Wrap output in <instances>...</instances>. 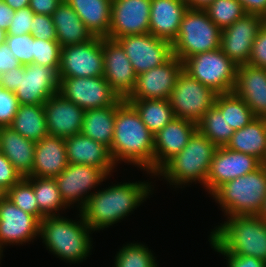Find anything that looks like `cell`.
Listing matches in <instances>:
<instances>
[{
  "mask_svg": "<svg viewBox=\"0 0 266 267\" xmlns=\"http://www.w3.org/2000/svg\"><path fill=\"white\" fill-rule=\"evenodd\" d=\"M110 153L115 164L124 161L154 175V135L136 109L124 99L116 105Z\"/></svg>",
  "mask_w": 266,
  "mask_h": 267,
  "instance_id": "6da1fadb",
  "label": "cell"
},
{
  "mask_svg": "<svg viewBox=\"0 0 266 267\" xmlns=\"http://www.w3.org/2000/svg\"><path fill=\"white\" fill-rule=\"evenodd\" d=\"M148 182H125L94 192L80 210L92 231L104 230L119 222L152 193Z\"/></svg>",
  "mask_w": 266,
  "mask_h": 267,
  "instance_id": "7a4b0ae2",
  "label": "cell"
},
{
  "mask_svg": "<svg viewBox=\"0 0 266 267\" xmlns=\"http://www.w3.org/2000/svg\"><path fill=\"white\" fill-rule=\"evenodd\" d=\"M210 234L218 253L252 256L266 262V221L258 215L227 216Z\"/></svg>",
  "mask_w": 266,
  "mask_h": 267,
  "instance_id": "3957f363",
  "label": "cell"
},
{
  "mask_svg": "<svg viewBox=\"0 0 266 267\" xmlns=\"http://www.w3.org/2000/svg\"><path fill=\"white\" fill-rule=\"evenodd\" d=\"M80 221L60 216H46L40 221L39 235L46 249L62 260L80 263L86 260L92 249L89 234L92 230L80 212Z\"/></svg>",
  "mask_w": 266,
  "mask_h": 267,
  "instance_id": "277c9868",
  "label": "cell"
},
{
  "mask_svg": "<svg viewBox=\"0 0 266 267\" xmlns=\"http://www.w3.org/2000/svg\"><path fill=\"white\" fill-rule=\"evenodd\" d=\"M218 147L198 130L187 145L169 159L154 175L163 176L170 185L200 182L205 187L207 174Z\"/></svg>",
  "mask_w": 266,
  "mask_h": 267,
  "instance_id": "5b68a950",
  "label": "cell"
},
{
  "mask_svg": "<svg viewBox=\"0 0 266 267\" xmlns=\"http://www.w3.org/2000/svg\"><path fill=\"white\" fill-rule=\"evenodd\" d=\"M226 216L258 215L266 197V167L221 185L212 195Z\"/></svg>",
  "mask_w": 266,
  "mask_h": 267,
  "instance_id": "8992f818",
  "label": "cell"
},
{
  "mask_svg": "<svg viewBox=\"0 0 266 267\" xmlns=\"http://www.w3.org/2000/svg\"><path fill=\"white\" fill-rule=\"evenodd\" d=\"M221 32L204 9L188 8L172 42L173 55L183 62L196 54L217 50L220 48Z\"/></svg>",
  "mask_w": 266,
  "mask_h": 267,
  "instance_id": "52a82bcc",
  "label": "cell"
},
{
  "mask_svg": "<svg viewBox=\"0 0 266 267\" xmlns=\"http://www.w3.org/2000/svg\"><path fill=\"white\" fill-rule=\"evenodd\" d=\"M183 70L218 94L231 93L234 89L237 65L220 48L186 58Z\"/></svg>",
  "mask_w": 266,
  "mask_h": 267,
  "instance_id": "ba28073f",
  "label": "cell"
},
{
  "mask_svg": "<svg viewBox=\"0 0 266 267\" xmlns=\"http://www.w3.org/2000/svg\"><path fill=\"white\" fill-rule=\"evenodd\" d=\"M217 95L214 90L182 70L168 100L176 118L197 124L215 105Z\"/></svg>",
  "mask_w": 266,
  "mask_h": 267,
  "instance_id": "9c48e42d",
  "label": "cell"
},
{
  "mask_svg": "<svg viewBox=\"0 0 266 267\" xmlns=\"http://www.w3.org/2000/svg\"><path fill=\"white\" fill-rule=\"evenodd\" d=\"M103 38L61 48L59 77L104 76Z\"/></svg>",
  "mask_w": 266,
  "mask_h": 267,
  "instance_id": "30bf717a",
  "label": "cell"
},
{
  "mask_svg": "<svg viewBox=\"0 0 266 267\" xmlns=\"http://www.w3.org/2000/svg\"><path fill=\"white\" fill-rule=\"evenodd\" d=\"M59 78L58 93L84 110L117 105L122 100L103 76Z\"/></svg>",
  "mask_w": 266,
  "mask_h": 267,
  "instance_id": "8fae6325",
  "label": "cell"
},
{
  "mask_svg": "<svg viewBox=\"0 0 266 267\" xmlns=\"http://www.w3.org/2000/svg\"><path fill=\"white\" fill-rule=\"evenodd\" d=\"M123 47L136 75L167 62L172 56V43L151 33L128 35L116 39Z\"/></svg>",
  "mask_w": 266,
  "mask_h": 267,
  "instance_id": "7c38bea8",
  "label": "cell"
},
{
  "mask_svg": "<svg viewBox=\"0 0 266 267\" xmlns=\"http://www.w3.org/2000/svg\"><path fill=\"white\" fill-rule=\"evenodd\" d=\"M107 175L99 168L85 164L69 163L67 167L54 178L60 195L69 207L79 204V211L85 206L87 200L94 192H89L101 184ZM90 193V194H89ZM88 194V195H86Z\"/></svg>",
  "mask_w": 266,
  "mask_h": 267,
  "instance_id": "4fadbf2b",
  "label": "cell"
},
{
  "mask_svg": "<svg viewBox=\"0 0 266 267\" xmlns=\"http://www.w3.org/2000/svg\"><path fill=\"white\" fill-rule=\"evenodd\" d=\"M60 78L56 68L36 63L24 65L19 72L16 95L19 104L43 105L47 99L59 92Z\"/></svg>",
  "mask_w": 266,
  "mask_h": 267,
  "instance_id": "5bb4252c",
  "label": "cell"
},
{
  "mask_svg": "<svg viewBox=\"0 0 266 267\" xmlns=\"http://www.w3.org/2000/svg\"><path fill=\"white\" fill-rule=\"evenodd\" d=\"M264 23L263 16L246 13L222 30L220 49L237 66L247 64L254 40Z\"/></svg>",
  "mask_w": 266,
  "mask_h": 267,
  "instance_id": "9a60e30c",
  "label": "cell"
},
{
  "mask_svg": "<svg viewBox=\"0 0 266 267\" xmlns=\"http://www.w3.org/2000/svg\"><path fill=\"white\" fill-rule=\"evenodd\" d=\"M260 165L254 156L218 147L210 163L205 189L212 195L224 183L248 174Z\"/></svg>",
  "mask_w": 266,
  "mask_h": 267,
  "instance_id": "2e32d148",
  "label": "cell"
},
{
  "mask_svg": "<svg viewBox=\"0 0 266 267\" xmlns=\"http://www.w3.org/2000/svg\"><path fill=\"white\" fill-rule=\"evenodd\" d=\"M151 0H112L108 38L149 33Z\"/></svg>",
  "mask_w": 266,
  "mask_h": 267,
  "instance_id": "e0dca14e",
  "label": "cell"
},
{
  "mask_svg": "<svg viewBox=\"0 0 266 267\" xmlns=\"http://www.w3.org/2000/svg\"><path fill=\"white\" fill-rule=\"evenodd\" d=\"M183 62L172 56L164 64L137 76L135 89L126 100L169 99Z\"/></svg>",
  "mask_w": 266,
  "mask_h": 267,
  "instance_id": "ac0fdd59",
  "label": "cell"
},
{
  "mask_svg": "<svg viewBox=\"0 0 266 267\" xmlns=\"http://www.w3.org/2000/svg\"><path fill=\"white\" fill-rule=\"evenodd\" d=\"M104 78L119 98L126 100L134 91L137 75L121 44L103 38Z\"/></svg>",
  "mask_w": 266,
  "mask_h": 267,
  "instance_id": "d6986e66",
  "label": "cell"
},
{
  "mask_svg": "<svg viewBox=\"0 0 266 267\" xmlns=\"http://www.w3.org/2000/svg\"><path fill=\"white\" fill-rule=\"evenodd\" d=\"M40 221L17 207L9 198L0 202V243L23 244L39 235Z\"/></svg>",
  "mask_w": 266,
  "mask_h": 267,
  "instance_id": "ffe728a7",
  "label": "cell"
},
{
  "mask_svg": "<svg viewBox=\"0 0 266 267\" xmlns=\"http://www.w3.org/2000/svg\"><path fill=\"white\" fill-rule=\"evenodd\" d=\"M48 134L69 137L81 133L85 110L57 93L43 104Z\"/></svg>",
  "mask_w": 266,
  "mask_h": 267,
  "instance_id": "44dd1931",
  "label": "cell"
},
{
  "mask_svg": "<svg viewBox=\"0 0 266 267\" xmlns=\"http://www.w3.org/2000/svg\"><path fill=\"white\" fill-rule=\"evenodd\" d=\"M196 131V123L174 118L154 135V174L187 145Z\"/></svg>",
  "mask_w": 266,
  "mask_h": 267,
  "instance_id": "7402d4cb",
  "label": "cell"
},
{
  "mask_svg": "<svg viewBox=\"0 0 266 267\" xmlns=\"http://www.w3.org/2000/svg\"><path fill=\"white\" fill-rule=\"evenodd\" d=\"M243 99L255 117L266 118V69L250 64L237 66L232 91Z\"/></svg>",
  "mask_w": 266,
  "mask_h": 267,
  "instance_id": "603a6c76",
  "label": "cell"
},
{
  "mask_svg": "<svg viewBox=\"0 0 266 267\" xmlns=\"http://www.w3.org/2000/svg\"><path fill=\"white\" fill-rule=\"evenodd\" d=\"M67 159L72 164H85L101 169L107 176L115 164L110 149L82 133L65 138Z\"/></svg>",
  "mask_w": 266,
  "mask_h": 267,
  "instance_id": "cb8c5ba5",
  "label": "cell"
},
{
  "mask_svg": "<svg viewBox=\"0 0 266 267\" xmlns=\"http://www.w3.org/2000/svg\"><path fill=\"white\" fill-rule=\"evenodd\" d=\"M187 9L184 0H151L149 33L172 43Z\"/></svg>",
  "mask_w": 266,
  "mask_h": 267,
  "instance_id": "d4e9b609",
  "label": "cell"
},
{
  "mask_svg": "<svg viewBox=\"0 0 266 267\" xmlns=\"http://www.w3.org/2000/svg\"><path fill=\"white\" fill-rule=\"evenodd\" d=\"M68 164L65 138L48 135L35 144L30 177L55 178Z\"/></svg>",
  "mask_w": 266,
  "mask_h": 267,
  "instance_id": "484cf974",
  "label": "cell"
},
{
  "mask_svg": "<svg viewBox=\"0 0 266 267\" xmlns=\"http://www.w3.org/2000/svg\"><path fill=\"white\" fill-rule=\"evenodd\" d=\"M36 142L26 139L10 126L0 127V152L24 177L32 174Z\"/></svg>",
  "mask_w": 266,
  "mask_h": 267,
  "instance_id": "4316f807",
  "label": "cell"
},
{
  "mask_svg": "<svg viewBox=\"0 0 266 267\" xmlns=\"http://www.w3.org/2000/svg\"><path fill=\"white\" fill-rule=\"evenodd\" d=\"M59 46L75 45L91 40L94 36L73 8L63 0L52 14Z\"/></svg>",
  "mask_w": 266,
  "mask_h": 267,
  "instance_id": "83f0119b",
  "label": "cell"
},
{
  "mask_svg": "<svg viewBox=\"0 0 266 267\" xmlns=\"http://www.w3.org/2000/svg\"><path fill=\"white\" fill-rule=\"evenodd\" d=\"M95 37L108 38L112 0H65Z\"/></svg>",
  "mask_w": 266,
  "mask_h": 267,
  "instance_id": "f1b7e54d",
  "label": "cell"
},
{
  "mask_svg": "<svg viewBox=\"0 0 266 267\" xmlns=\"http://www.w3.org/2000/svg\"><path fill=\"white\" fill-rule=\"evenodd\" d=\"M226 147L257 158L262 162L266 153V118H254L243 128L236 130Z\"/></svg>",
  "mask_w": 266,
  "mask_h": 267,
  "instance_id": "f546056e",
  "label": "cell"
},
{
  "mask_svg": "<svg viewBox=\"0 0 266 267\" xmlns=\"http://www.w3.org/2000/svg\"><path fill=\"white\" fill-rule=\"evenodd\" d=\"M115 116L116 105L87 109L84 112L81 133L110 149L114 134Z\"/></svg>",
  "mask_w": 266,
  "mask_h": 267,
  "instance_id": "4dcf8cb0",
  "label": "cell"
},
{
  "mask_svg": "<svg viewBox=\"0 0 266 267\" xmlns=\"http://www.w3.org/2000/svg\"><path fill=\"white\" fill-rule=\"evenodd\" d=\"M10 127L34 142L48 136L44 106L19 104Z\"/></svg>",
  "mask_w": 266,
  "mask_h": 267,
  "instance_id": "1f68e13d",
  "label": "cell"
},
{
  "mask_svg": "<svg viewBox=\"0 0 266 267\" xmlns=\"http://www.w3.org/2000/svg\"><path fill=\"white\" fill-rule=\"evenodd\" d=\"M139 113L142 122L153 134H157L175 117L168 99L126 100Z\"/></svg>",
  "mask_w": 266,
  "mask_h": 267,
  "instance_id": "d6a6232c",
  "label": "cell"
},
{
  "mask_svg": "<svg viewBox=\"0 0 266 267\" xmlns=\"http://www.w3.org/2000/svg\"><path fill=\"white\" fill-rule=\"evenodd\" d=\"M32 184L39 211L46 216H60L58 211L68 207L62 200L54 178L26 177Z\"/></svg>",
  "mask_w": 266,
  "mask_h": 267,
  "instance_id": "836d02e7",
  "label": "cell"
},
{
  "mask_svg": "<svg viewBox=\"0 0 266 267\" xmlns=\"http://www.w3.org/2000/svg\"><path fill=\"white\" fill-rule=\"evenodd\" d=\"M214 106L222 113L234 131L243 128L256 118L245 101L233 92L218 94Z\"/></svg>",
  "mask_w": 266,
  "mask_h": 267,
  "instance_id": "e575fe53",
  "label": "cell"
},
{
  "mask_svg": "<svg viewBox=\"0 0 266 267\" xmlns=\"http://www.w3.org/2000/svg\"><path fill=\"white\" fill-rule=\"evenodd\" d=\"M197 130L217 147H226L235 132L215 106L203 115L197 123Z\"/></svg>",
  "mask_w": 266,
  "mask_h": 267,
  "instance_id": "d590c367",
  "label": "cell"
},
{
  "mask_svg": "<svg viewBox=\"0 0 266 267\" xmlns=\"http://www.w3.org/2000/svg\"><path fill=\"white\" fill-rule=\"evenodd\" d=\"M204 10L210 20L221 30L229 27L246 14L238 0H214Z\"/></svg>",
  "mask_w": 266,
  "mask_h": 267,
  "instance_id": "8d00e7d4",
  "label": "cell"
},
{
  "mask_svg": "<svg viewBox=\"0 0 266 267\" xmlns=\"http://www.w3.org/2000/svg\"><path fill=\"white\" fill-rule=\"evenodd\" d=\"M151 250L140 243L122 246L115 256V267H157Z\"/></svg>",
  "mask_w": 266,
  "mask_h": 267,
  "instance_id": "74e56055",
  "label": "cell"
},
{
  "mask_svg": "<svg viewBox=\"0 0 266 267\" xmlns=\"http://www.w3.org/2000/svg\"><path fill=\"white\" fill-rule=\"evenodd\" d=\"M6 197L23 211L35 216L39 221L45 217L39 211L33 186L26 177L21 178L9 188Z\"/></svg>",
  "mask_w": 266,
  "mask_h": 267,
  "instance_id": "f35d334b",
  "label": "cell"
},
{
  "mask_svg": "<svg viewBox=\"0 0 266 267\" xmlns=\"http://www.w3.org/2000/svg\"><path fill=\"white\" fill-rule=\"evenodd\" d=\"M61 47L57 41L42 40L34 37V62L59 70Z\"/></svg>",
  "mask_w": 266,
  "mask_h": 267,
  "instance_id": "ab89813d",
  "label": "cell"
},
{
  "mask_svg": "<svg viewBox=\"0 0 266 267\" xmlns=\"http://www.w3.org/2000/svg\"><path fill=\"white\" fill-rule=\"evenodd\" d=\"M5 43L21 65L34 62V36L31 34L7 35Z\"/></svg>",
  "mask_w": 266,
  "mask_h": 267,
  "instance_id": "60d3db41",
  "label": "cell"
},
{
  "mask_svg": "<svg viewBox=\"0 0 266 267\" xmlns=\"http://www.w3.org/2000/svg\"><path fill=\"white\" fill-rule=\"evenodd\" d=\"M30 34L42 40L57 41L56 30L52 16L34 14Z\"/></svg>",
  "mask_w": 266,
  "mask_h": 267,
  "instance_id": "b9f144b4",
  "label": "cell"
},
{
  "mask_svg": "<svg viewBox=\"0 0 266 267\" xmlns=\"http://www.w3.org/2000/svg\"><path fill=\"white\" fill-rule=\"evenodd\" d=\"M19 107V102L14 94L4 89L0 93V127L10 126Z\"/></svg>",
  "mask_w": 266,
  "mask_h": 267,
  "instance_id": "7bdbcfd3",
  "label": "cell"
},
{
  "mask_svg": "<svg viewBox=\"0 0 266 267\" xmlns=\"http://www.w3.org/2000/svg\"><path fill=\"white\" fill-rule=\"evenodd\" d=\"M34 12L30 7L21 8L14 11V16L7 29V35H23L30 34V26L32 25Z\"/></svg>",
  "mask_w": 266,
  "mask_h": 267,
  "instance_id": "ee69618b",
  "label": "cell"
},
{
  "mask_svg": "<svg viewBox=\"0 0 266 267\" xmlns=\"http://www.w3.org/2000/svg\"><path fill=\"white\" fill-rule=\"evenodd\" d=\"M248 64L266 69V23L261 26L257 33Z\"/></svg>",
  "mask_w": 266,
  "mask_h": 267,
  "instance_id": "f6af8a7d",
  "label": "cell"
},
{
  "mask_svg": "<svg viewBox=\"0 0 266 267\" xmlns=\"http://www.w3.org/2000/svg\"><path fill=\"white\" fill-rule=\"evenodd\" d=\"M21 178L12 163L0 152V186L8 190Z\"/></svg>",
  "mask_w": 266,
  "mask_h": 267,
  "instance_id": "bcb514c9",
  "label": "cell"
},
{
  "mask_svg": "<svg viewBox=\"0 0 266 267\" xmlns=\"http://www.w3.org/2000/svg\"><path fill=\"white\" fill-rule=\"evenodd\" d=\"M226 256L227 267H266V262L252 256L221 253Z\"/></svg>",
  "mask_w": 266,
  "mask_h": 267,
  "instance_id": "7dc6e473",
  "label": "cell"
},
{
  "mask_svg": "<svg viewBox=\"0 0 266 267\" xmlns=\"http://www.w3.org/2000/svg\"><path fill=\"white\" fill-rule=\"evenodd\" d=\"M63 0H30L29 7L34 14L52 16L53 12Z\"/></svg>",
  "mask_w": 266,
  "mask_h": 267,
  "instance_id": "c3c4849f",
  "label": "cell"
},
{
  "mask_svg": "<svg viewBox=\"0 0 266 267\" xmlns=\"http://www.w3.org/2000/svg\"><path fill=\"white\" fill-rule=\"evenodd\" d=\"M13 52L6 43L0 45V74L20 66Z\"/></svg>",
  "mask_w": 266,
  "mask_h": 267,
  "instance_id": "681fc988",
  "label": "cell"
},
{
  "mask_svg": "<svg viewBox=\"0 0 266 267\" xmlns=\"http://www.w3.org/2000/svg\"><path fill=\"white\" fill-rule=\"evenodd\" d=\"M24 70V65L13 68L12 70L0 74L1 85L11 92H15L19 80V72Z\"/></svg>",
  "mask_w": 266,
  "mask_h": 267,
  "instance_id": "f907efd6",
  "label": "cell"
},
{
  "mask_svg": "<svg viewBox=\"0 0 266 267\" xmlns=\"http://www.w3.org/2000/svg\"><path fill=\"white\" fill-rule=\"evenodd\" d=\"M246 13L266 16V0H238Z\"/></svg>",
  "mask_w": 266,
  "mask_h": 267,
  "instance_id": "816d5d0a",
  "label": "cell"
},
{
  "mask_svg": "<svg viewBox=\"0 0 266 267\" xmlns=\"http://www.w3.org/2000/svg\"><path fill=\"white\" fill-rule=\"evenodd\" d=\"M14 16V10L3 0L0 1V28L7 31Z\"/></svg>",
  "mask_w": 266,
  "mask_h": 267,
  "instance_id": "f5cc1de1",
  "label": "cell"
},
{
  "mask_svg": "<svg viewBox=\"0 0 266 267\" xmlns=\"http://www.w3.org/2000/svg\"><path fill=\"white\" fill-rule=\"evenodd\" d=\"M184 1L187 3L188 8L205 9L214 0H184Z\"/></svg>",
  "mask_w": 266,
  "mask_h": 267,
  "instance_id": "db71d44e",
  "label": "cell"
},
{
  "mask_svg": "<svg viewBox=\"0 0 266 267\" xmlns=\"http://www.w3.org/2000/svg\"><path fill=\"white\" fill-rule=\"evenodd\" d=\"M14 11L29 6L30 0H3Z\"/></svg>",
  "mask_w": 266,
  "mask_h": 267,
  "instance_id": "11a10c76",
  "label": "cell"
},
{
  "mask_svg": "<svg viewBox=\"0 0 266 267\" xmlns=\"http://www.w3.org/2000/svg\"><path fill=\"white\" fill-rule=\"evenodd\" d=\"M259 217H261L264 221H266V197H265V201L263 203V207L261 209V211L258 214Z\"/></svg>",
  "mask_w": 266,
  "mask_h": 267,
  "instance_id": "9f6ffc18",
  "label": "cell"
},
{
  "mask_svg": "<svg viewBox=\"0 0 266 267\" xmlns=\"http://www.w3.org/2000/svg\"><path fill=\"white\" fill-rule=\"evenodd\" d=\"M6 36H7V32L0 28V45L5 43Z\"/></svg>",
  "mask_w": 266,
  "mask_h": 267,
  "instance_id": "6f0895ef",
  "label": "cell"
},
{
  "mask_svg": "<svg viewBox=\"0 0 266 267\" xmlns=\"http://www.w3.org/2000/svg\"><path fill=\"white\" fill-rule=\"evenodd\" d=\"M7 190L0 186V202L6 197Z\"/></svg>",
  "mask_w": 266,
  "mask_h": 267,
  "instance_id": "680465c9",
  "label": "cell"
},
{
  "mask_svg": "<svg viewBox=\"0 0 266 267\" xmlns=\"http://www.w3.org/2000/svg\"><path fill=\"white\" fill-rule=\"evenodd\" d=\"M261 164L266 167V153L264 155V158H263Z\"/></svg>",
  "mask_w": 266,
  "mask_h": 267,
  "instance_id": "91938a15",
  "label": "cell"
},
{
  "mask_svg": "<svg viewBox=\"0 0 266 267\" xmlns=\"http://www.w3.org/2000/svg\"><path fill=\"white\" fill-rule=\"evenodd\" d=\"M3 248H4V247H2V244L0 243V258L2 257Z\"/></svg>",
  "mask_w": 266,
  "mask_h": 267,
  "instance_id": "94428289",
  "label": "cell"
},
{
  "mask_svg": "<svg viewBox=\"0 0 266 267\" xmlns=\"http://www.w3.org/2000/svg\"><path fill=\"white\" fill-rule=\"evenodd\" d=\"M5 88L1 85V82H0V93L4 90Z\"/></svg>",
  "mask_w": 266,
  "mask_h": 267,
  "instance_id": "6125c7cd",
  "label": "cell"
}]
</instances>
